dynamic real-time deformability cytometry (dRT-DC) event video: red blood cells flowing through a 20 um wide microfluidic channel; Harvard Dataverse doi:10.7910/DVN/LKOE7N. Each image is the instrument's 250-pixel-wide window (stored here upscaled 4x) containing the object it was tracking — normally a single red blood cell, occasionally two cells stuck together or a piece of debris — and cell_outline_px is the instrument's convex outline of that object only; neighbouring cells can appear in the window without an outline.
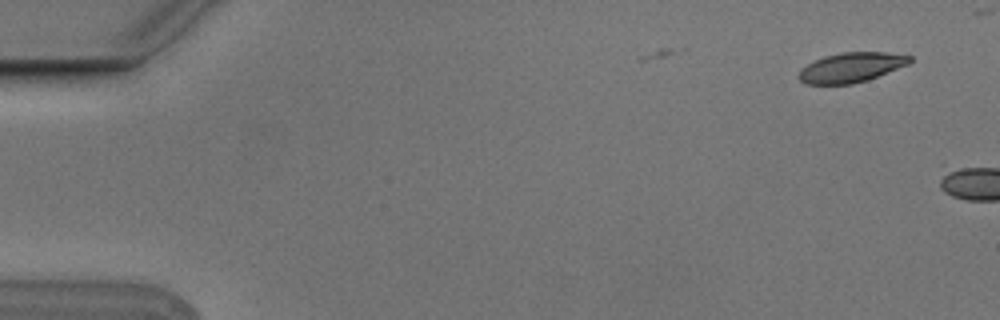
{"species": "Egyptian fruit bat (a non-hibernating species)", "species_latin": "Rousettus aegyptiacus", "temperature_condition": "cold", "stored_images_in_passage": 2, "camera_frame_rate_fps": 3000, "um_per_image_px": 0.085, "animal": {"sex": "male"}, "frame": {"image": 1, "passage_image": 2, "time_ms": 0.333, "image_size_px": [1000, 320], "cell_outline_px": [[912, 60], [908, 64], [868, 80], [852, 84], [804, 84], [796, 76], [808, 64], [824, 56], [840, 52], [888, 52], [912, 56]], "centroid_in_image_um": [72.36, 5.73], "position_along_channel_um": 12.6, "area_um2": 19.19}}